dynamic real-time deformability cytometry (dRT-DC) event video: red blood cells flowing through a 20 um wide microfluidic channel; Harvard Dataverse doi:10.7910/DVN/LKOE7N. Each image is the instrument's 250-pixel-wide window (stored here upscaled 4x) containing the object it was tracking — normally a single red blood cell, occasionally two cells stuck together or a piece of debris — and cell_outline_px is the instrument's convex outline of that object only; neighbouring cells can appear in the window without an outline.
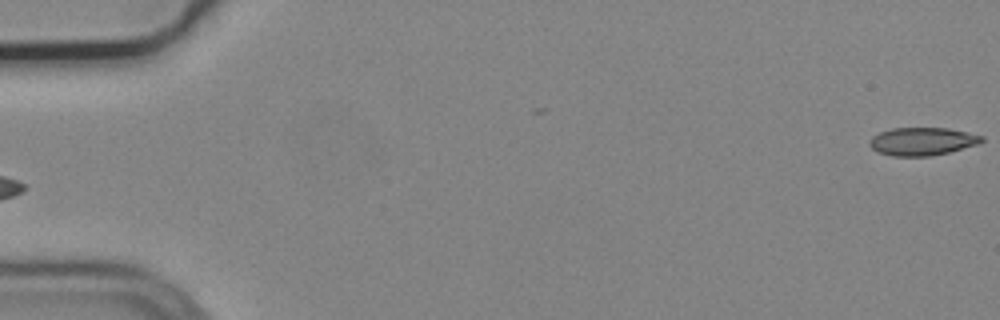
{"species": "common noctule bat (a hibernating species)", "species_latin": "Nyctalus noctula", "temperature_condition": "cold", "stored_images_in_passage": 4, "camera_frame_rate_fps": 3000, "um_per_image_px": 0.085, "animal": {"sex": "male", "body_mass_g": 19.2, "forearm_length_mm": 51.8}, "frame": {"image": 1, "passage_image": 4, "time_ms": 1.0, "image_size_px": [1000, 320], "cell_outline_px": [[984, 140], [980, 144], [932, 156], [892, 156], [876, 152], [868, 144], [872, 136], [880, 132], [892, 128], [948, 128], [968, 132], [984, 136]], "centroid_in_image_um": [78.4, 12.02], "position_along_channel_um": 6.6, "area_um2": 18.44}}